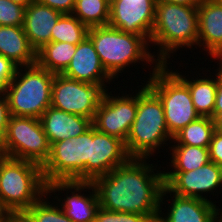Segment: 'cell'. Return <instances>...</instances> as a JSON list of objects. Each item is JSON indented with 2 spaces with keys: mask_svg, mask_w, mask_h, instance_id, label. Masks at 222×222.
<instances>
[{
  "mask_svg": "<svg viewBox=\"0 0 222 222\" xmlns=\"http://www.w3.org/2000/svg\"><path fill=\"white\" fill-rule=\"evenodd\" d=\"M10 116L6 93L0 91V142L4 137Z\"/></svg>",
  "mask_w": 222,
  "mask_h": 222,
  "instance_id": "33",
  "label": "cell"
},
{
  "mask_svg": "<svg viewBox=\"0 0 222 222\" xmlns=\"http://www.w3.org/2000/svg\"><path fill=\"white\" fill-rule=\"evenodd\" d=\"M165 187L180 197L200 198L209 200L203 193L213 194L222 189V167L208 162L196 170L188 172H163ZM213 192V193H212Z\"/></svg>",
  "mask_w": 222,
  "mask_h": 222,
  "instance_id": "12",
  "label": "cell"
},
{
  "mask_svg": "<svg viewBox=\"0 0 222 222\" xmlns=\"http://www.w3.org/2000/svg\"><path fill=\"white\" fill-rule=\"evenodd\" d=\"M214 132V120L211 117L200 116L176 133L171 143L209 148Z\"/></svg>",
  "mask_w": 222,
  "mask_h": 222,
  "instance_id": "24",
  "label": "cell"
},
{
  "mask_svg": "<svg viewBox=\"0 0 222 222\" xmlns=\"http://www.w3.org/2000/svg\"><path fill=\"white\" fill-rule=\"evenodd\" d=\"M209 159L222 167V133L215 130L209 145Z\"/></svg>",
  "mask_w": 222,
  "mask_h": 222,
  "instance_id": "32",
  "label": "cell"
},
{
  "mask_svg": "<svg viewBox=\"0 0 222 222\" xmlns=\"http://www.w3.org/2000/svg\"><path fill=\"white\" fill-rule=\"evenodd\" d=\"M50 144L80 136L92 126V120L52 106L39 118Z\"/></svg>",
  "mask_w": 222,
  "mask_h": 222,
  "instance_id": "19",
  "label": "cell"
},
{
  "mask_svg": "<svg viewBox=\"0 0 222 222\" xmlns=\"http://www.w3.org/2000/svg\"><path fill=\"white\" fill-rule=\"evenodd\" d=\"M170 146L172 160L169 159V163L172 170L169 172H188L210 162L208 148L176 144Z\"/></svg>",
  "mask_w": 222,
  "mask_h": 222,
  "instance_id": "25",
  "label": "cell"
},
{
  "mask_svg": "<svg viewBox=\"0 0 222 222\" xmlns=\"http://www.w3.org/2000/svg\"><path fill=\"white\" fill-rule=\"evenodd\" d=\"M54 76L37 63L18 67L5 89L10 115L40 118L51 106Z\"/></svg>",
  "mask_w": 222,
  "mask_h": 222,
  "instance_id": "6",
  "label": "cell"
},
{
  "mask_svg": "<svg viewBox=\"0 0 222 222\" xmlns=\"http://www.w3.org/2000/svg\"><path fill=\"white\" fill-rule=\"evenodd\" d=\"M166 194H170L168 209L164 215L162 205ZM171 201V202H170ZM213 201L200 198L180 197L172 194L166 187L162 190L160 199V215L157 222H217V208ZM164 217H163V215Z\"/></svg>",
  "mask_w": 222,
  "mask_h": 222,
  "instance_id": "16",
  "label": "cell"
},
{
  "mask_svg": "<svg viewBox=\"0 0 222 222\" xmlns=\"http://www.w3.org/2000/svg\"><path fill=\"white\" fill-rule=\"evenodd\" d=\"M12 212L1 202L0 200V222H4L5 219L11 214Z\"/></svg>",
  "mask_w": 222,
  "mask_h": 222,
  "instance_id": "38",
  "label": "cell"
},
{
  "mask_svg": "<svg viewBox=\"0 0 222 222\" xmlns=\"http://www.w3.org/2000/svg\"><path fill=\"white\" fill-rule=\"evenodd\" d=\"M198 40V7L156 3L155 22L150 44L157 48L159 64H170L169 58L181 48H191ZM154 43V44H153ZM195 44V45H194ZM159 53V54H158ZM169 62V63H168Z\"/></svg>",
  "mask_w": 222,
  "mask_h": 222,
  "instance_id": "2",
  "label": "cell"
},
{
  "mask_svg": "<svg viewBox=\"0 0 222 222\" xmlns=\"http://www.w3.org/2000/svg\"><path fill=\"white\" fill-rule=\"evenodd\" d=\"M88 30L73 14H62L51 31V42L77 45L88 36Z\"/></svg>",
  "mask_w": 222,
  "mask_h": 222,
  "instance_id": "27",
  "label": "cell"
},
{
  "mask_svg": "<svg viewBox=\"0 0 222 222\" xmlns=\"http://www.w3.org/2000/svg\"><path fill=\"white\" fill-rule=\"evenodd\" d=\"M215 130L222 133V112L214 119Z\"/></svg>",
  "mask_w": 222,
  "mask_h": 222,
  "instance_id": "39",
  "label": "cell"
},
{
  "mask_svg": "<svg viewBox=\"0 0 222 222\" xmlns=\"http://www.w3.org/2000/svg\"><path fill=\"white\" fill-rule=\"evenodd\" d=\"M16 3H19L25 7H27L28 5H30L32 2H35L36 0H10Z\"/></svg>",
  "mask_w": 222,
  "mask_h": 222,
  "instance_id": "40",
  "label": "cell"
},
{
  "mask_svg": "<svg viewBox=\"0 0 222 222\" xmlns=\"http://www.w3.org/2000/svg\"><path fill=\"white\" fill-rule=\"evenodd\" d=\"M144 84L138 89L136 117L125 141L130 158L150 159L167 144L166 141L171 144L173 139L168 132L161 100Z\"/></svg>",
  "mask_w": 222,
  "mask_h": 222,
  "instance_id": "3",
  "label": "cell"
},
{
  "mask_svg": "<svg viewBox=\"0 0 222 222\" xmlns=\"http://www.w3.org/2000/svg\"><path fill=\"white\" fill-rule=\"evenodd\" d=\"M76 45L66 42H50L37 51V64L54 74H62L69 66Z\"/></svg>",
  "mask_w": 222,
  "mask_h": 222,
  "instance_id": "23",
  "label": "cell"
},
{
  "mask_svg": "<svg viewBox=\"0 0 222 222\" xmlns=\"http://www.w3.org/2000/svg\"><path fill=\"white\" fill-rule=\"evenodd\" d=\"M156 0H115L110 4L108 25L150 41L155 22Z\"/></svg>",
  "mask_w": 222,
  "mask_h": 222,
  "instance_id": "14",
  "label": "cell"
},
{
  "mask_svg": "<svg viewBox=\"0 0 222 222\" xmlns=\"http://www.w3.org/2000/svg\"><path fill=\"white\" fill-rule=\"evenodd\" d=\"M106 83H88L55 74L52 82L51 106L93 121L108 89Z\"/></svg>",
  "mask_w": 222,
  "mask_h": 222,
  "instance_id": "10",
  "label": "cell"
},
{
  "mask_svg": "<svg viewBox=\"0 0 222 222\" xmlns=\"http://www.w3.org/2000/svg\"><path fill=\"white\" fill-rule=\"evenodd\" d=\"M4 222H31L24 212L11 213Z\"/></svg>",
  "mask_w": 222,
  "mask_h": 222,
  "instance_id": "36",
  "label": "cell"
},
{
  "mask_svg": "<svg viewBox=\"0 0 222 222\" xmlns=\"http://www.w3.org/2000/svg\"><path fill=\"white\" fill-rule=\"evenodd\" d=\"M129 159L130 156L122 140L100 132L93 126L91 160H88V182L106 175Z\"/></svg>",
  "mask_w": 222,
  "mask_h": 222,
  "instance_id": "15",
  "label": "cell"
},
{
  "mask_svg": "<svg viewBox=\"0 0 222 222\" xmlns=\"http://www.w3.org/2000/svg\"><path fill=\"white\" fill-rule=\"evenodd\" d=\"M198 7L197 46L222 62V4L217 0H200Z\"/></svg>",
  "mask_w": 222,
  "mask_h": 222,
  "instance_id": "17",
  "label": "cell"
},
{
  "mask_svg": "<svg viewBox=\"0 0 222 222\" xmlns=\"http://www.w3.org/2000/svg\"><path fill=\"white\" fill-rule=\"evenodd\" d=\"M217 222H222V211L219 208H217Z\"/></svg>",
  "mask_w": 222,
  "mask_h": 222,
  "instance_id": "41",
  "label": "cell"
},
{
  "mask_svg": "<svg viewBox=\"0 0 222 222\" xmlns=\"http://www.w3.org/2000/svg\"><path fill=\"white\" fill-rule=\"evenodd\" d=\"M168 65L150 68L152 73L150 71L146 85L161 100L168 132L173 137L200 115L194 108L188 86Z\"/></svg>",
  "mask_w": 222,
  "mask_h": 222,
  "instance_id": "7",
  "label": "cell"
},
{
  "mask_svg": "<svg viewBox=\"0 0 222 222\" xmlns=\"http://www.w3.org/2000/svg\"><path fill=\"white\" fill-rule=\"evenodd\" d=\"M64 76L88 83H109L114 81L101 64L94 44L87 36L76 45V51L69 66L62 73Z\"/></svg>",
  "mask_w": 222,
  "mask_h": 222,
  "instance_id": "18",
  "label": "cell"
},
{
  "mask_svg": "<svg viewBox=\"0 0 222 222\" xmlns=\"http://www.w3.org/2000/svg\"><path fill=\"white\" fill-rule=\"evenodd\" d=\"M3 156L41 166L50 156L51 144L39 118L11 115L0 142Z\"/></svg>",
  "mask_w": 222,
  "mask_h": 222,
  "instance_id": "9",
  "label": "cell"
},
{
  "mask_svg": "<svg viewBox=\"0 0 222 222\" xmlns=\"http://www.w3.org/2000/svg\"><path fill=\"white\" fill-rule=\"evenodd\" d=\"M61 15V12L37 0L25 7L23 28L36 52L51 42V31Z\"/></svg>",
  "mask_w": 222,
  "mask_h": 222,
  "instance_id": "20",
  "label": "cell"
},
{
  "mask_svg": "<svg viewBox=\"0 0 222 222\" xmlns=\"http://www.w3.org/2000/svg\"><path fill=\"white\" fill-rule=\"evenodd\" d=\"M137 91L122 96L107 92L103 103L97 108L92 125L100 132L122 140L129 134L137 112ZM125 94V95H124ZM127 94V95H126Z\"/></svg>",
  "mask_w": 222,
  "mask_h": 222,
  "instance_id": "11",
  "label": "cell"
},
{
  "mask_svg": "<svg viewBox=\"0 0 222 222\" xmlns=\"http://www.w3.org/2000/svg\"><path fill=\"white\" fill-rule=\"evenodd\" d=\"M154 168L147 159L130 158L125 164L94 179L92 184L100 207L146 215L157 222L165 183L164 171Z\"/></svg>",
  "mask_w": 222,
  "mask_h": 222,
  "instance_id": "1",
  "label": "cell"
},
{
  "mask_svg": "<svg viewBox=\"0 0 222 222\" xmlns=\"http://www.w3.org/2000/svg\"><path fill=\"white\" fill-rule=\"evenodd\" d=\"M72 14L88 28L107 26L110 3L107 0H75Z\"/></svg>",
  "mask_w": 222,
  "mask_h": 222,
  "instance_id": "26",
  "label": "cell"
},
{
  "mask_svg": "<svg viewBox=\"0 0 222 222\" xmlns=\"http://www.w3.org/2000/svg\"><path fill=\"white\" fill-rule=\"evenodd\" d=\"M94 222H154L149 216L109 211L101 207L98 208L95 214Z\"/></svg>",
  "mask_w": 222,
  "mask_h": 222,
  "instance_id": "30",
  "label": "cell"
},
{
  "mask_svg": "<svg viewBox=\"0 0 222 222\" xmlns=\"http://www.w3.org/2000/svg\"><path fill=\"white\" fill-rule=\"evenodd\" d=\"M218 64V86L213 112V120L222 112V62H219Z\"/></svg>",
  "mask_w": 222,
  "mask_h": 222,
  "instance_id": "35",
  "label": "cell"
},
{
  "mask_svg": "<svg viewBox=\"0 0 222 222\" xmlns=\"http://www.w3.org/2000/svg\"><path fill=\"white\" fill-rule=\"evenodd\" d=\"M215 71V76L212 75L213 78L210 75V78L208 76L199 78L197 75L196 79L193 77L190 79V77L188 78L181 72L178 73L179 71H173L188 86L194 108L199 115L211 117L212 119L218 86V69Z\"/></svg>",
  "mask_w": 222,
  "mask_h": 222,
  "instance_id": "22",
  "label": "cell"
},
{
  "mask_svg": "<svg viewBox=\"0 0 222 222\" xmlns=\"http://www.w3.org/2000/svg\"><path fill=\"white\" fill-rule=\"evenodd\" d=\"M93 125L80 136L51 145L50 156L42 166L45 183L56 181L88 182V160H91Z\"/></svg>",
  "mask_w": 222,
  "mask_h": 222,
  "instance_id": "8",
  "label": "cell"
},
{
  "mask_svg": "<svg viewBox=\"0 0 222 222\" xmlns=\"http://www.w3.org/2000/svg\"><path fill=\"white\" fill-rule=\"evenodd\" d=\"M47 192L42 166L3 156L0 159V200L12 212H25Z\"/></svg>",
  "mask_w": 222,
  "mask_h": 222,
  "instance_id": "5",
  "label": "cell"
},
{
  "mask_svg": "<svg viewBox=\"0 0 222 222\" xmlns=\"http://www.w3.org/2000/svg\"><path fill=\"white\" fill-rule=\"evenodd\" d=\"M18 66L11 60L0 55V91H5L9 82L14 78Z\"/></svg>",
  "mask_w": 222,
  "mask_h": 222,
  "instance_id": "31",
  "label": "cell"
},
{
  "mask_svg": "<svg viewBox=\"0 0 222 222\" xmlns=\"http://www.w3.org/2000/svg\"><path fill=\"white\" fill-rule=\"evenodd\" d=\"M47 196L50 198L46 192L24 212L29 220L31 222H73L65 215L61 206H58V203H51Z\"/></svg>",
  "mask_w": 222,
  "mask_h": 222,
  "instance_id": "28",
  "label": "cell"
},
{
  "mask_svg": "<svg viewBox=\"0 0 222 222\" xmlns=\"http://www.w3.org/2000/svg\"><path fill=\"white\" fill-rule=\"evenodd\" d=\"M3 157V154H2V150H1V144H0V159Z\"/></svg>",
  "mask_w": 222,
  "mask_h": 222,
  "instance_id": "42",
  "label": "cell"
},
{
  "mask_svg": "<svg viewBox=\"0 0 222 222\" xmlns=\"http://www.w3.org/2000/svg\"><path fill=\"white\" fill-rule=\"evenodd\" d=\"M110 4L113 2V1H115V0H107Z\"/></svg>",
  "mask_w": 222,
  "mask_h": 222,
  "instance_id": "43",
  "label": "cell"
},
{
  "mask_svg": "<svg viewBox=\"0 0 222 222\" xmlns=\"http://www.w3.org/2000/svg\"><path fill=\"white\" fill-rule=\"evenodd\" d=\"M156 1L169 4L186 5V6H198L200 2V0H156Z\"/></svg>",
  "mask_w": 222,
  "mask_h": 222,
  "instance_id": "37",
  "label": "cell"
},
{
  "mask_svg": "<svg viewBox=\"0 0 222 222\" xmlns=\"http://www.w3.org/2000/svg\"><path fill=\"white\" fill-rule=\"evenodd\" d=\"M39 3L46 5L61 12L62 14H72L75 7V0H37Z\"/></svg>",
  "mask_w": 222,
  "mask_h": 222,
  "instance_id": "34",
  "label": "cell"
},
{
  "mask_svg": "<svg viewBox=\"0 0 222 222\" xmlns=\"http://www.w3.org/2000/svg\"><path fill=\"white\" fill-rule=\"evenodd\" d=\"M88 37L94 44L101 64L113 79L118 78L126 67L140 61L153 65L151 67L160 65L155 52L152 55L150 41L145 36L125 33L107 25L89 28Z\"/></svg>",
  "mask_w": 222,
  "mask_h": 222,
  "instance_id": "4",
  "label": "cell"
},
{
  "mask_svg": "<svg viewBox=\"0 0 222 222\" xmlns=\"http://www.w3.org/2000/svg\"><path fill=\"white\" fill-rule=\"evenodd\" d=\"M25 6L10 1L0 0V26H23Z\"/></svg>",
  "mask_w": 222,
  "mask_h": 222,
  "instance_id": "29",
  "label": "cell"
},
{
  "mask_svg": "<svg viewBox=\"0 0 222 222\" xmlns=\"http://www.w3.org/2000/svg\"><path fill=\"white\" fill-rule=\"evenodd\" d=\"M87 190L90 194H82V191L87 192ZM61 191H66L67 193L71 192L70 194L72 195L67 194L64 199L62 197L58 198V196H53V199L55 197L54 200L58 199V202L56 201L54 203H58V205L61 206L67 217H69L73 222H94L96 211L100 205L92 182L56 181L47 185V193L50 196H52L53 193L54 195H61L56 194L57 192L63 193Z\"/></svg>",
  "mask_w": 222,
  "mask_h": 222,
  "instance_id": "13",
  "label": "cell"
},
{
  "mask_svg": "<svg viewBox=\"0 0 222 222\" xmlns=\"http://www.w3.org/2000/svg\"><path fill=\"white\" fill-rule=\"evenodd\" d=\"M0 55L18 67L37 62V52L27 39L23 26H0Z\"/></svg>",
  "mask_w": 222,
  "mask_h": 222,
  "instance_id": "21",
  "label": "cell"
}]
</instances>
